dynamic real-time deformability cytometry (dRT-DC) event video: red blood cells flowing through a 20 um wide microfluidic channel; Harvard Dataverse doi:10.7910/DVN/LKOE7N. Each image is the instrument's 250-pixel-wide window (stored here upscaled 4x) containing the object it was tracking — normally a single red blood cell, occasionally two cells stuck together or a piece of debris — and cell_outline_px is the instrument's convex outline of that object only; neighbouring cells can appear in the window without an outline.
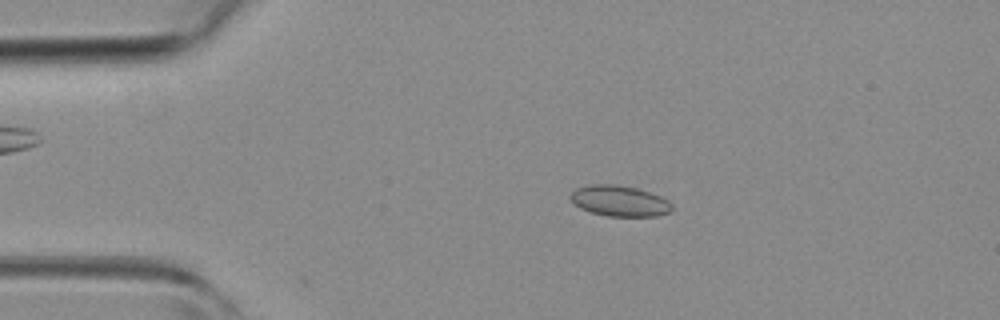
{"species": "common noctule bat (a hibernating species)", "species_latin": "Nyctalus noctula", "temperature_condition": "room temperature", "stored_images_in_passage": 2, "camera_frame_rate_fps": 3000, "um_per_image_px": 0.085, "animal": {"sex": "female", "body_mass_g": 19.3, "forearm_length_mm": 54.1}, "frame": {"image": 1, "passage_image": 1, "time_ms": 0.0, "image_size_px": [1000, 320], "cell_outline_px": [[672, 208], [668, 212], [656, 216], [608, 216], [592, 212], [580, 208], [572, 204], [568, 196], [576, 188], [592, 184], [616, 184], [636, 188], [660, 196], [668, 200], [672, 204]], "centroid_in_image_um": [52.61, 17.07], "position_along_channel_um": 32.4, "area_um2": 18.21}}
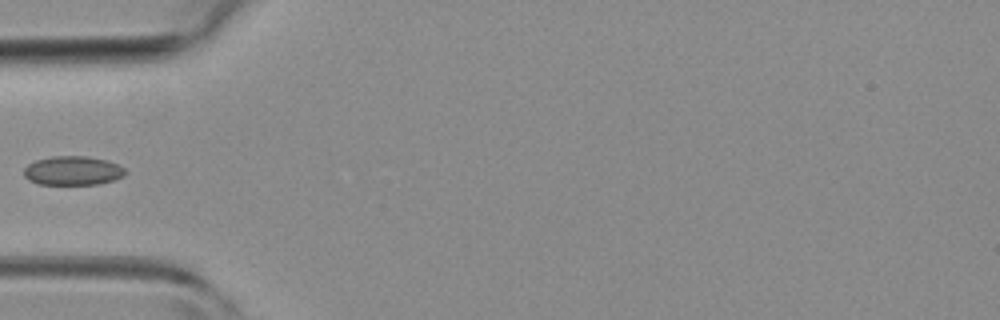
{"frame": {"image": 2, "passage_image": 2, "time_ms": 2.0, "image_size_px": [1000, 320], "cell_outline_px": [[128, 172], [124, 176], [100, 184], [36, 184], [28, 180], [24, 176], [24, 168], [28, 164], [36, 160], [52, 156], [84, 156], [108, 160], [124, 168]], "centroid_in_image_um": [6.18, 14.51], "position_along_channel_um": 78.8, "area_um2": 17.22}}